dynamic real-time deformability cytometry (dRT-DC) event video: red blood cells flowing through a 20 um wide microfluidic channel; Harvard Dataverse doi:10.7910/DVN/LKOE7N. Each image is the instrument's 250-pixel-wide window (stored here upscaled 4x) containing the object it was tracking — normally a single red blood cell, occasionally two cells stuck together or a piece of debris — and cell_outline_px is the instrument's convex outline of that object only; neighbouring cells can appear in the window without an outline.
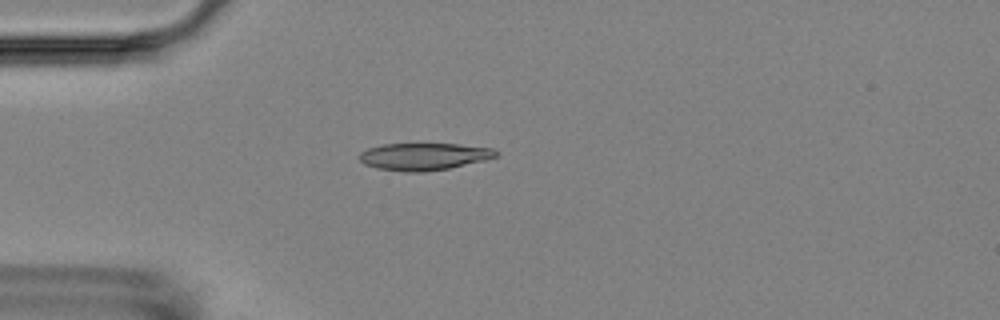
{"species": "Egyptian fruit bat (a non-hibernating species)", "species_latin": "Rousettus aegyptiacus", "temperature_condition": "room temperature", "stored_images_in_passage": 6, "camera_frame_rate_fps": 3000, "um_per_image_px": 0.085, "animal": {"sex": "female"}, "frame": {"image": 1, "passage_image": 4, "time_ms": 3.333, "image_size_px": [1000, 320], "cell_outline_px": [[500, 156], [484, 160], [448, 168], [424, 172], [404, 172], [376, 168], [364, 164], [356, 156], [360, 152], [368, 148], [384, 144], [460, 144], [492, 148], [500, 152]], "centroid_in_image_um": [36.02, 13.3], "position_along_channel_um": 49.0, "area_um2": 21.79}}